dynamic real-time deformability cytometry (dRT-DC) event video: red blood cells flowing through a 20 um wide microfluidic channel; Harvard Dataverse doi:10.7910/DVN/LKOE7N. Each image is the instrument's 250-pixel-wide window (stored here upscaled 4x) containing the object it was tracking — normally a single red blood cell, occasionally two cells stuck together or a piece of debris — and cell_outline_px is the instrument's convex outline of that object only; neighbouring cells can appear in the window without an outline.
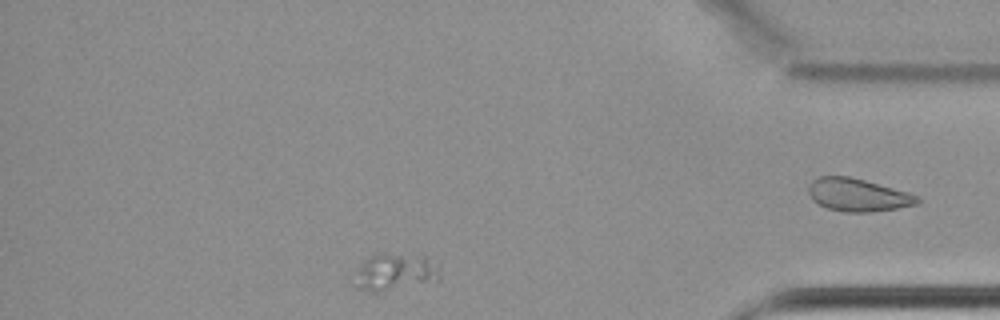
{"species": "common noctule bat (a hibernating species)", "species_latin": "Nyctalus noctula", "temperature_condition": "cold", "stored_images_in_passage": 59, "camera_frame_rate_fps": 3000, "um_per_image_px": 0.085, "animal": {"sex": "female", "body_mass_g": 22.7, "forearm_length_mm": 54.2}, "frame": {"image": 1, "passage_image": 51, "time_ms": 16.667, "image_size_px": [1000, 320], "cell_outline_px": [[440, 280], [436, 284], [376, 292], [368, 292], [356, 288], [348, 280], [372, 256], [424, 256], [440, 264]], "centroid_in_image_um": [33.65, 23.24], "position_along_channel_um": 401.6, "area_um2": 18.73}}